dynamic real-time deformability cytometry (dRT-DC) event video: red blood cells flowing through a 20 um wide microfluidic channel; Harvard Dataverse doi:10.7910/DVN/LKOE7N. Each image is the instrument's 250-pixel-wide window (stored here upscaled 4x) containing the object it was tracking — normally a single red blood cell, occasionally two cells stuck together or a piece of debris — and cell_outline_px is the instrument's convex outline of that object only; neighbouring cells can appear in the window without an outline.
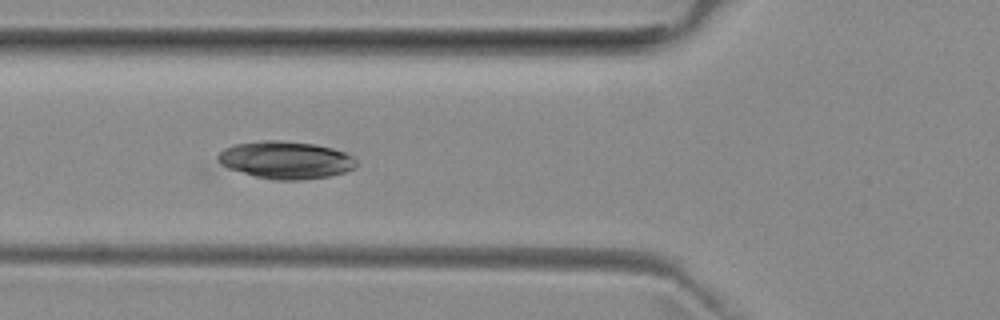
{"species": "common noctule bat (a hibernating species)", "species_latin": "Nyctalus noctula", "temperature_condition": "room temperature", "stored_images_in_passage": 55, "camera_frame_rate_fps": 3000, "um_per_image_px": 0.085, "animal": {"sex": "female", "body_mass_g": 29.2, "forearm_length_mm": 56.3}, "frame": {"image": 1, "passage_image": 27, "time_ms": 8.667, "image_size_px": [1000, 320], "cell_outline_px": [[356, 168], [344, 172], [328, 176], [304, 180], [276, 180], [256, 176], [228, 168], [220, 164], [216, 160], [216, 156], [224, 148], [236, 144], [264, 140], [280, 140], [316, 144], [332, 148], [344, 152], [352, 156], [356, 160]], "centroid_in_image_um": [24.28, 13.6], "position_along_channel_um": 101.5, "area_um2": 30.29}}
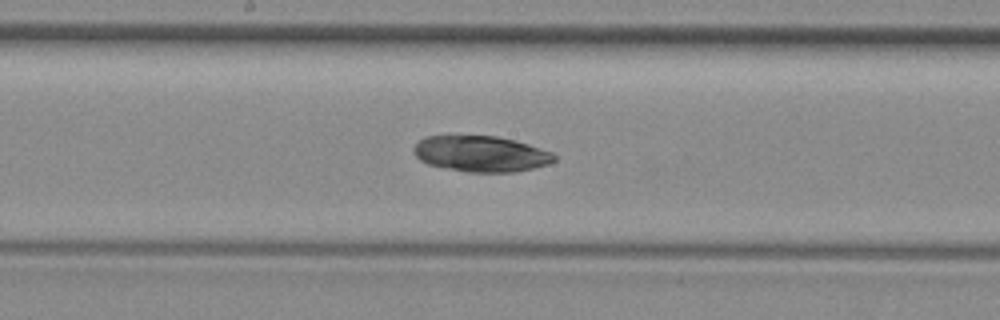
{"frame": {"image": 2, "passage_image": 35, "time_ms": 11.333, "image_size_px": [1000, 320], "cell_outline_px": [[556, 160], [548, 164], [532, 168], [512, 172], [468, 172], [444, 168], [428, 164], [420, 160], [412, 152], [412, 148], [424, 136], [496, 136], [516, 140], [552, 152], [556, 156]], "centroid_in_image_um": [40.86, 13.07], "position_along_channel_um": 207.3, "area_um2": 29.42}}
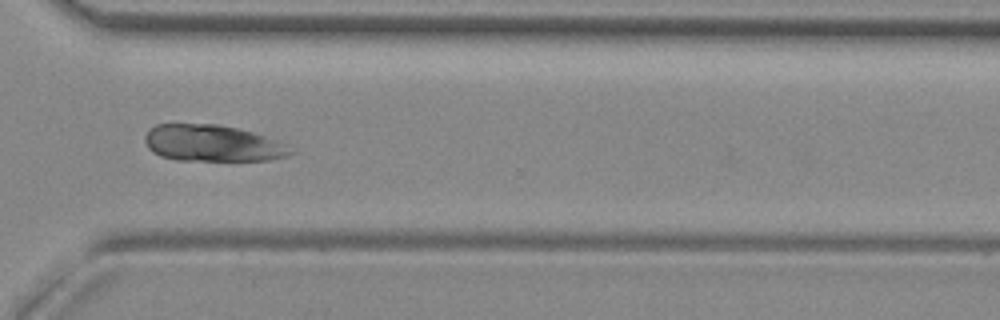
{"frame": {"image": 3, "passage_image": 46, "time_ms": 15.0, "image_size_px": [1000, 320], "cell_outline_px": [[296, 152], [288, 156], [268, 160], [176, 160], [160, 156], [152, 152], [148, 148], [144, 140], [144, 136], [156, 124], [216, 124], [236, 128], [252, 132], [288, 144]], "centroid_in_image_um": [18.08, 12.18], "position_along_channel_um": 352.5, "area_um2": 31.04}, "authors_computed_cell_mechanics": {"area_um2": 20.519, "velocity_mm_per_s": 3.9478, "shape_relaxation_time_tau1_ms": 0.7972, "shape_relaxation_time_tau2_ms": null, "deformation_change_tau1": null, "deformation_change_tau2": null}}